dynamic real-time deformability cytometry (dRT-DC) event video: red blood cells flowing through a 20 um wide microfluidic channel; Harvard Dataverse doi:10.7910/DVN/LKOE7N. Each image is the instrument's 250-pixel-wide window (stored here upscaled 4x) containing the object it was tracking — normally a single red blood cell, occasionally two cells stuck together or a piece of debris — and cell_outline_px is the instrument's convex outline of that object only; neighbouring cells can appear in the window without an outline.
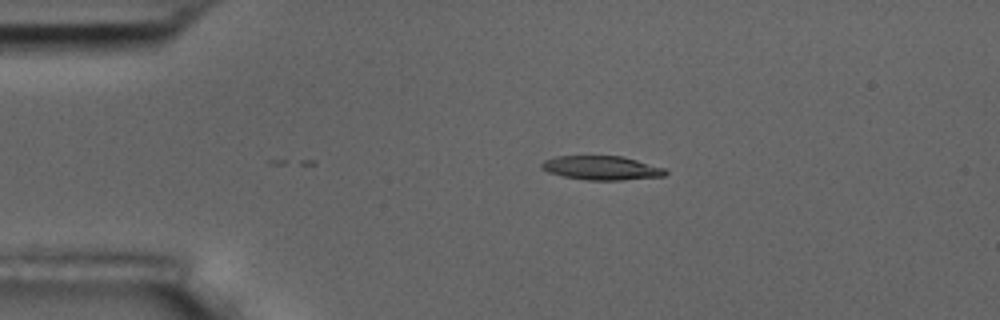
{"species": "common noctule bat (a hibernating species)", "species_latin": "Nyctalus noctula", "temperature_condition": "room temperature", "stored_images_in_passage": 4, "camera_frame_rate_fps": 3000, "um_per_image_px": 0.085, "animal": {"sex": "male", "body_mass_g": 17.5, "forearm_length_mm": 52.3}, "frame": {"image": 1, "passage_image": 3, "time_ms": 3.0, "image_size_px": [1000, 320], "cell_outline_px": [[668, 172], [664, 176], [620, 180], [584, 180], [564, 176], [548, 172], [540, 168], [540, 164], [544, 160], [556, 156], [620, 156], [636, 160], [664, 168]], "centroid_in_image_um": [51.09, 14.27], "position_along_channel_um": 33.9, "area_um2": 17.22}}